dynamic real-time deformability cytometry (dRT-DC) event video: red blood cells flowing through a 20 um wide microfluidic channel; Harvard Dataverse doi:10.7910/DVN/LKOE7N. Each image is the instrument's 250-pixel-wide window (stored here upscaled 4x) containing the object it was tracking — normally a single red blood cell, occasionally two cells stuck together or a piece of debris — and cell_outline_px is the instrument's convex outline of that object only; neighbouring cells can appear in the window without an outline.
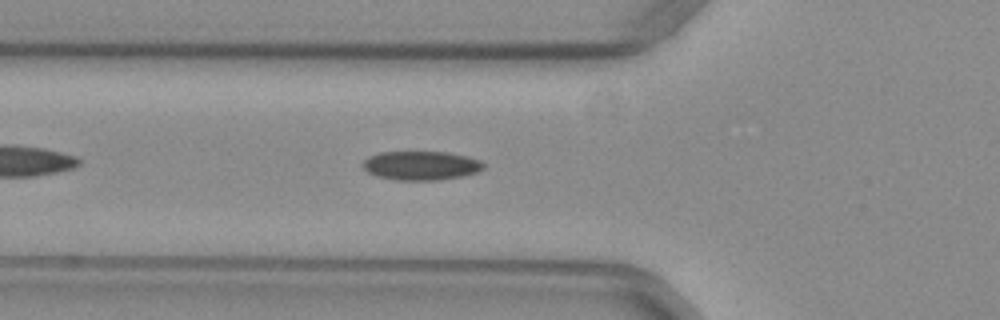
{"species": "common noctule bat (a hibernating species)", "species_latin": "Nyctalus noctula", "temperature_condition": "warm", "stored_images_in_passage": 39, "camera_frame_rate_fps": 3000, "um_per_image_px": 0.085, "animal": {"sex": "female", "body_mass_g": 29.2, "forearm_length_mm": 56.3}, "frame": {"image": 1, "passage_image": 6, "time_ms": 1.667, "image_size_px": [1000, 320], "cell_outline_px": [[484, 168], [476, 172], [464, 176], [440, 180], [396, 180], [376, 176], [368, 172], [360, 164], [368, 156], [380, 152], [448, 152], [468, 156], [480, 160], [484, 164]], "centroid_in_image_um": [35.78, 14.07], "position_along_channel_um": 90.0, "area_um2": 20.58}}
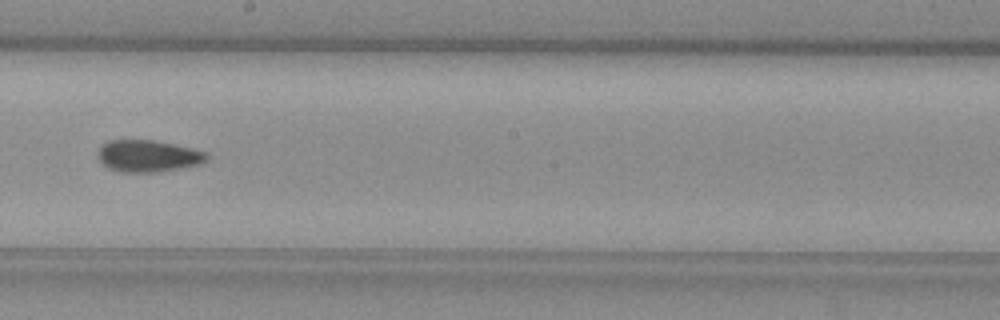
{"frame": {"image": 2, "passage_image": 17, "time_ms": 5.333, "image_size_px": [1000, 320], "cell_outline_px": [[208, 160], [200, 164], [180, 168], [156, 172], [120, 172], [108, 168], [96, 156], [96, 152], [100, 144], [108, 140], [152, 140], [192, 148], [208, 152]], "centroid_in_image_um": [12.55, 13.25], "position_along_channel_um": 235.6, "area_um2": 20.4}}
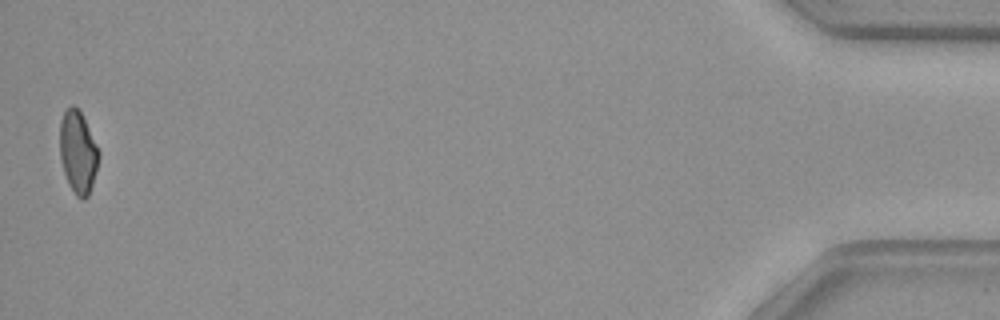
{"frame": {"image": 3, "passage_image": 39, "time_ms": 12.667, "image_size_px": [1000, 320], "cell_outline_px": [[100, 156], [92, 184], [88, 196], [84, 200], [80, 200], [76, 196], [68, 184], [64, 172], [60, 156], [60, 120], [64, 112], [72, 104], [80, 112], [100, 152]], "centroid_in_image_um": [6.62, 12.97], "position_along_channel_um": 428.6, "area_um2": 18.5}, "authors_computed_cell_mechanics": {"area_um2": 19.9988, "velocity_mm_per_s": 3.9661, "shape_relaxation_time_tau1_ms": null, "shape_relaxation_time_tau2_ms": 4.4938, "deformation_change_tau1": null, "deformation_change_tau2": 0.1048}}